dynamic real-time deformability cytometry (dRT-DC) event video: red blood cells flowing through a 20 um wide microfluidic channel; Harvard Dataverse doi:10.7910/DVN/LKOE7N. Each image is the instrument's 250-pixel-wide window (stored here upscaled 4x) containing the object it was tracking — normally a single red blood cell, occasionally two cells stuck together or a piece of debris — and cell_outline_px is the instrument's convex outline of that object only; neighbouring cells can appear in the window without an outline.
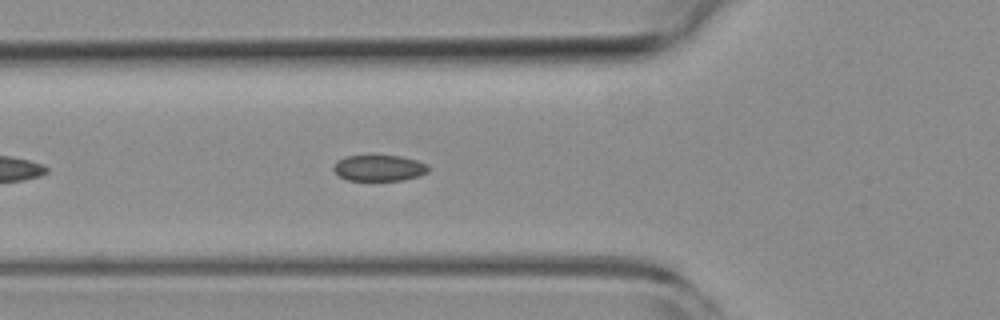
{"species": "common noctule bat (a hibernating species)", "species_latin": "Nyctalus noctula", "temperature_condition": "room temperature", "stored_images_in_passage": 43, "camera_frame_rate_fps": 3000, "um_per_image_px": 0.085, "animal": {"sex": "female", "body_mass_g": 19.3, "forearm_length_mm": 54.1}, "frame": {"image": 1, "passage_image": 7, "time_ms": 2.0, "image_size_px": [1000, 320], "cell_outline_px": [[428, 172], [420, 176], [404, 180], [348, 180], [340, 176], [332, 168], [336, 160], [344, 156], [400, 156], [416, 160], [428, 164]], "centroid_in_image_um": [32.23, 14.28], "position_along_channel_um": 93.6, "area_um2": 14.39}}
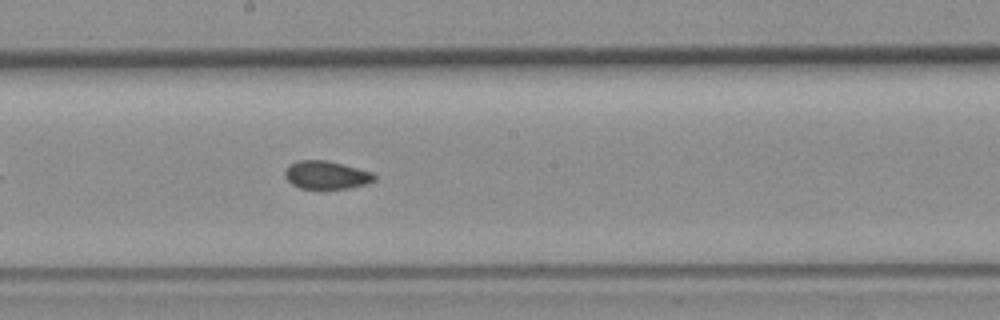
{"frame": {"image": 2, "passage_image": 17, "time_ms": 5.333, "image_size_px": [1000, 320], "cell_outline_px": [[376, 180], [368, 184], [348, 188], [300, 188], [292, 184], [284, 176], [284, 172], [288, 164], [300, 160], [328, 160], [344, 164], [372, 172], [376, 176]], "centroid_in_image_um": [27.75, 14.86], "position_along_channel_um": 220.5, "area_um2": 14.74}}
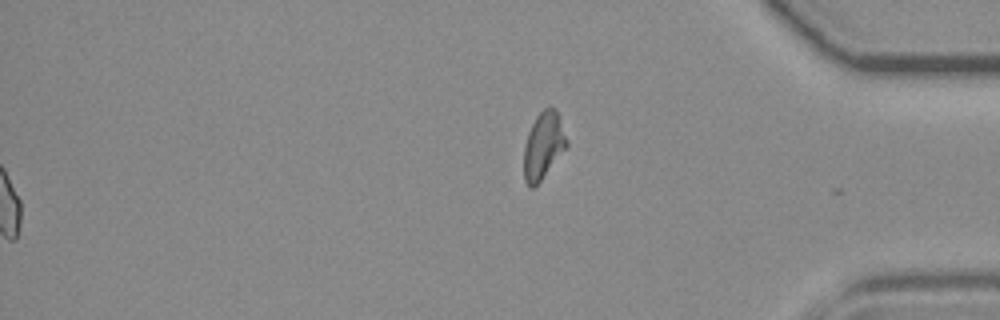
{"frame": {"image": 3, "passage_image": 43, "time_ms": 14.0, "image_size_px": [1000, 320], "cell_outline_px": [[568, 144], [540, 180], [532, 188], [528, 188], [524, 180], [524, 144], [528, 132], [536, 116], [544, 108], [552, 108], [556, 112], [568, 140]], "centroid_in_image_um": [46.15, 12.38], "position_along_channel_um": 389.1, "area_um2": 16.18}, "authors_computed_cell_mechanics": {"area_um2": 14.9702, "velocity_mm_per_s": 3.8001, "shape_relaxation_time_tau1_ms": null, "shape_relaxation_time_tau2_ms": 1.8195, "deformation_change_tau1": null, "deformation_change_tau2": 0.0509}}